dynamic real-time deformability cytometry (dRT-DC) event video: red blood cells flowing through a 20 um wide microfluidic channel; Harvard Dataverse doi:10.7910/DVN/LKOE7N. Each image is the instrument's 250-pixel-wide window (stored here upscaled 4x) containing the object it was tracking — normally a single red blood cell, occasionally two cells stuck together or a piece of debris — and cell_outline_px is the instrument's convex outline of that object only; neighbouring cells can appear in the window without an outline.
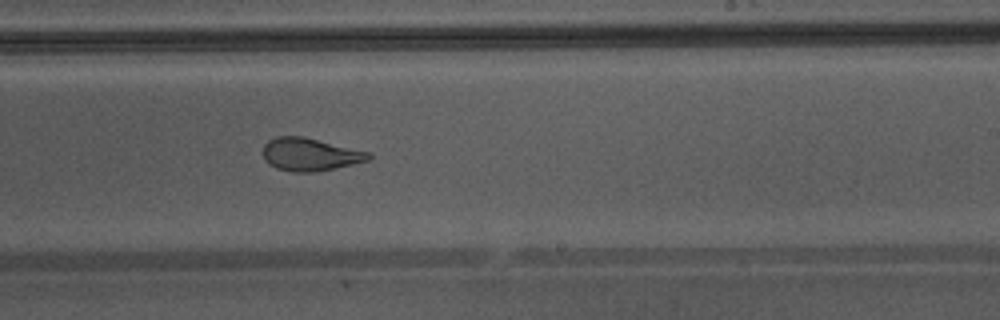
{"species": "Egyptian fruit bat (a non-hibernating species)", "species_latin": "Rousettus aegyptiacus", "temperature_condition": "warm", "stored_images_in_passage": 41, "camera_frame_rate_fps": 3000, "um_per_image_px": 0.085, "animal": {"sex": "male"}, "frame": {"image": 1, "passage_image": 24, "time_ms": 7.667, "image_size_px": [1000, 320], "cell_outline_px": [[372, 156], [368, 160], [352, 164], [312, 172], [292, 172], [276, 168], [268, 164], [264, 160], [264, 144], [268, 140], [276, 136], [300, 136], [372, 152]], "centroid_in_image_um": [26.33, 13.12], "position_along_channel_um": 262.7, "area_um2": 20.06}, "authors_computed_cell_mechanics": {"area_um2": 23.12, "velocity_mm_per_s": 4.3674, "shape_relaxation_time_tau1_ms": 9.9687, "shape_relaxation_time_tau2_ms": 1.1567, "deformation_change_tau1": 0.2389, "deformation_change_tau2": 0.0856}}